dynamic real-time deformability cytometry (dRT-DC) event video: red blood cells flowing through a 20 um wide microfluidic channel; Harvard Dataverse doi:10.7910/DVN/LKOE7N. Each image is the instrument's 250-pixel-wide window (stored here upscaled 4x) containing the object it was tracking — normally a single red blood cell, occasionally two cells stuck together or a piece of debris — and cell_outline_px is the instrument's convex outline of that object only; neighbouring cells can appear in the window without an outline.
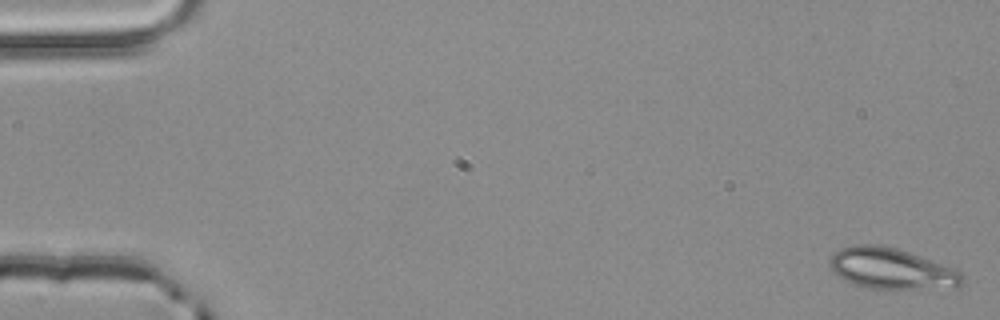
{"species": "common noctule bat (a hibernating species)", "species_latin": "Nyctalus noctula", "temperature_condition": "room temperature", "stored_images_in_passage": 5, "camera_frame_rate_fps": 3000, "um_per_image_px": 0.085, "animal": {"sex": "male", "body_mass_g": 20.4}, "frame": {"image": 1, "passage_image": 1, "time_ms": 0.0, "image_size_px": [1000, 320], "cell_outline_px": [[964, 284], [960, 288], [884, 292], [868, 288], [844, 280], [836, 276], [828, 264], [832, 256], [840, 248], [852, 244], [876, 244], [896, 248], [956, 268], [964, 276]], "centroid_in_image_um": [75.84, 22.9], "position_along_channel_um": 9.2, "area_um2": 33.12}}